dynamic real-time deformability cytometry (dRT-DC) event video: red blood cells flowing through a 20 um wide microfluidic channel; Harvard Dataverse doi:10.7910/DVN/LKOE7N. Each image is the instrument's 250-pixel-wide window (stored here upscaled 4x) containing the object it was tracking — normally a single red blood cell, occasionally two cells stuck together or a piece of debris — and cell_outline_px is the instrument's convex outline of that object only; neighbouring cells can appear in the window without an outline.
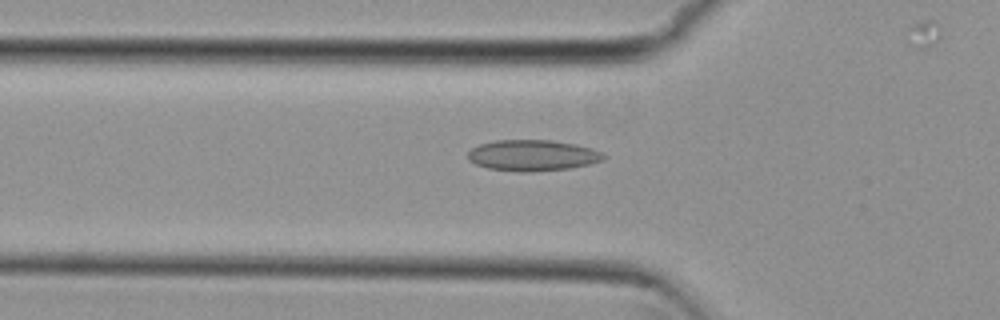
{"species": "common noctule bat (a hibernating species)", "species_latin": "Nyctalus noctula", "temperature_condition": "cold", "stored_images_in_passage": 47, "camera_frame_rate_fps": 3000, "um_per_image_px": 0.085, "animal": {"sex": "female", "body_mass_g": 29.2, "forearm_length_mm": 56.3}, "frame": {"image": 1, "passage_image": 18, "time_ms": 5.667, "image_size_px": [1000, 320], "cell_outline_px": [[608, 156], [604, 160], [572, 168], [528, 172], [520, 172], [488, 168], [476, 164], [468, 160], [468, 152], [472, 148], [480, 144], [496, 140], [552, 140], [576, 144], [592, 148]], "centroid_in_image_um": [45.29, 13.21], "position_along_channel_um": 80.5, "area_um2": 24.62}}
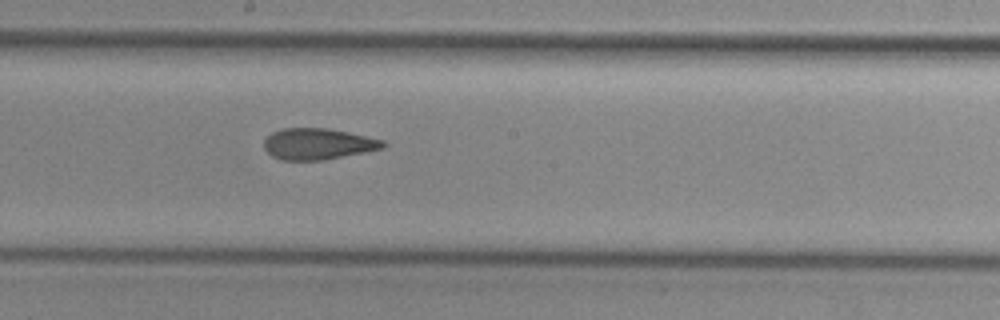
{"frame": {"image": 2, "passage_image": 29, "time_ms": 9.333, "image_size_px": [1000, 320], "cell_outline_px": [[388, 144], [384, 148], [324, 160], [280, 160], [272, 156], [264, 148], [264, 140], [272, 132], [284, 128], [328, 128], [348, 132], [384, 140]], "centroid_in_image_um": [27.03, 12.23], "position_along_channel_um": 221.2, "area_um2": 21.68}}
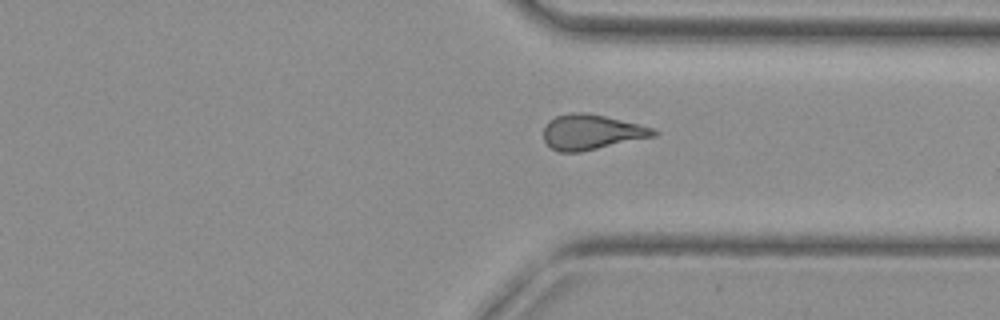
{"frame": {"image": 3, "passage_image": 40, "time_ms": 13.0, "image_size_px": [1000, 320], "cell_outline_px": [[660, 132], [656, 136], [580, 152], [560, 152], [552, 148], [544, 140], [544, 128], [548, 120], [556, 116], [568, 112], [588, 112], [652, 128]], "centroid_in_image_um": [50.25, 11.22], "position_along_channel_um": 361.1, "area_um2": 22.43}}